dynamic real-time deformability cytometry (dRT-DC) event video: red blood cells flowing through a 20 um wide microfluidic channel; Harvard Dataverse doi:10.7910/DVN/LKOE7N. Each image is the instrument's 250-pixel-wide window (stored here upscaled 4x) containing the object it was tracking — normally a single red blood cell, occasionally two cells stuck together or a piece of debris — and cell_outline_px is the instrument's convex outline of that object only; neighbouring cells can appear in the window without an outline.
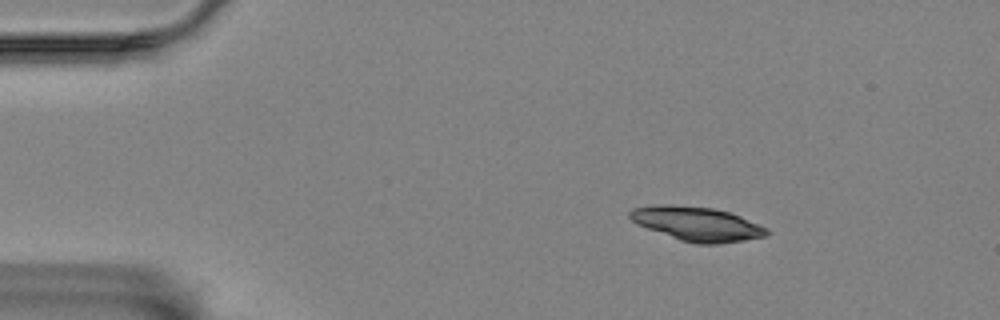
{"species": "Egyptian fruit bat (a non-hibernating species)", "species_latin": "Rousettus aegyptiacus", "temperature_condition": "room temperature", "stored_images_in_passage": 50, "camera_frame_rate_fps": 3000, "um_per_image_px": 0.085, "animal": {"sex": "female"}, "frame": {"image": 1, "passage_image": 1, "time_ms": 0.0, "image_size_px": [1000, 320], "cell_outline_px": [[772, 232], [768, 236], [720, 244], [696, 244], [680, 240], [636, 224], [628, 216], [628, 212], [632, 208], [656, 204], [668, 204], [716, 208], [740, 216], [768, 228]], "centroid_in_image_um": [59.26, 19.02], "position_along_channel_um": 25.7, "area_um2": 27.51}}
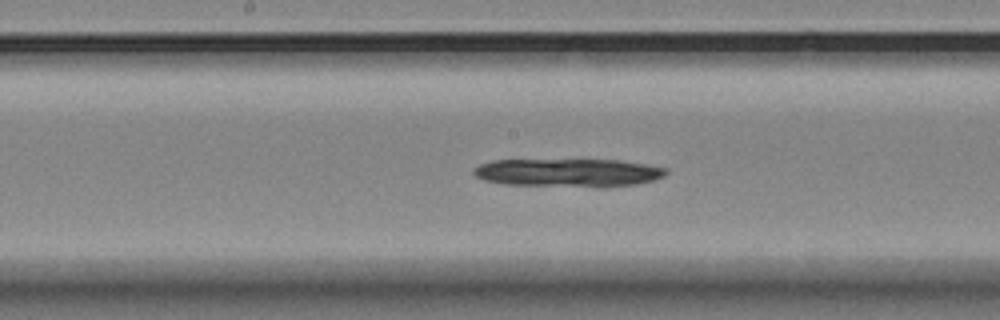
{"frame": {"image": 2, "passage_image": 22, "time_ms": 7.0, "image_size_px": [1000, 320], "cell_outline_px": [[668, 172], [664, 176], [652, 180], [636, 184], [604, 188], [596, 188], [504, 184], [484, 180], [476, 176], [472, 172], [480, 164], [492, 160], [616, 160], [644, 164], [668, 168]], "centroid_in_image_um": [48.33, 14.7], "position_along_channel_um": 199.9, "area_um2": 31.96}}
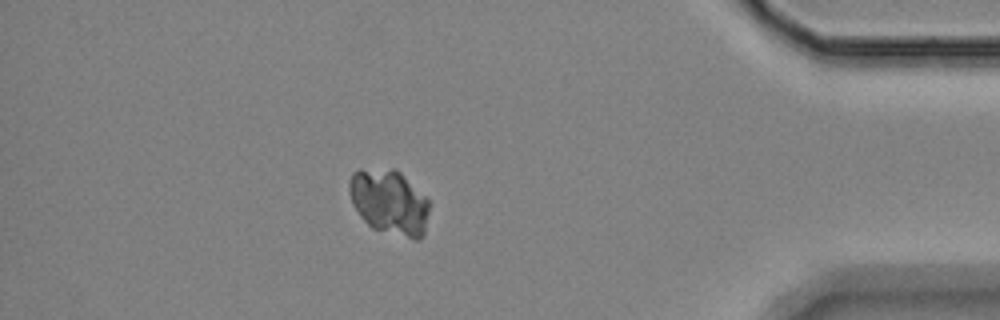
{"frame": {"image": 3, "passage_image": 43, "time_ms": 14.0, "image_size_px": [1000, 320], "cell_outline_px": [[428, 212], [424, 236], [420, 240], [416, 240], [372, 228], [360, 216], [352, 204], [348, 192], [348, 180], [352, 172], [360, 168], [396, 168], [428, 200]], "centroid_in_image_um": [33.05, 17.16], "position_along_channel_um": 402.2, "area_um2": 30.63}}